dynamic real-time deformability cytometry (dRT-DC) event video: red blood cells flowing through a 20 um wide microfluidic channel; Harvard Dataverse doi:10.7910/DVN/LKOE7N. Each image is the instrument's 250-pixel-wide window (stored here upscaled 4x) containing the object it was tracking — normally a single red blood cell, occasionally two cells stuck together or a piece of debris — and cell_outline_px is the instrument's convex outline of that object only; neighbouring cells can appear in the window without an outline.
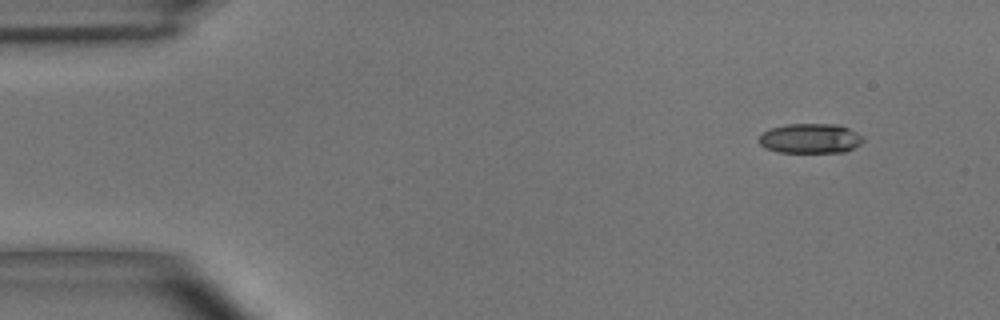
{"species": "common noctule bat (a hibernating species)", "species_latin": "Nyctalus noctula", "temperature_condition": "room temperature", "stored_images_in_passage": 50, "camera_frame_rate_fps": 3000, "um_per_image_px": 0.085, "animal": {"sex": "male", "body_mass_g": 15.6}, "frame": {"image": 1, "passage_image": 1, "time_ms": 0.0, "image_size_px": [1000, 320], "cell_outline_px": [[864, 140], [860, 144], [844, 152], [780, 152], [764, 148], [756, 140], [764, 132], [772, 128], [788, 124], [840, 124], [864, 136]], "centroid_in_image_um": [68.88, 11.76], "position_along_channel_um": 16.1, "area_um2": 18.09}}
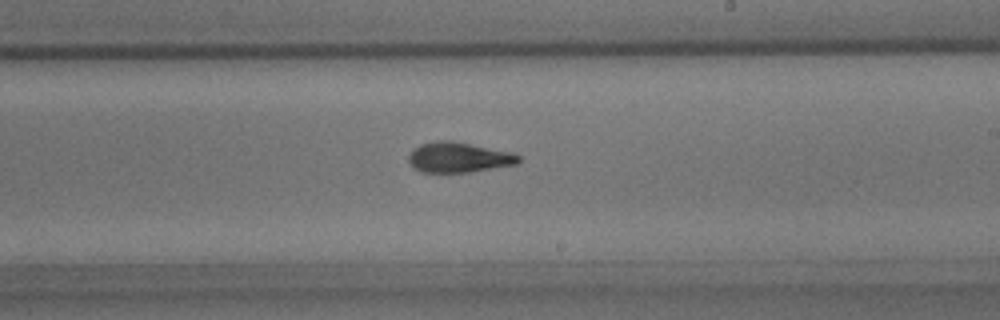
{"frame": {"image": 2, "passage_image": 28, "time_ms": 9.0, "image_size_px": [1000, 320], "cell_outline_px": [[520, 160], [516, 164], [468, 172], [420, 172], [412, 168], [408, 160], [408, 156], [412, 148], [420, 144], [436, 140], [452, 140], [512, 152], [520, 156]], "centroid_in_image_um": [38.93, 13.36], "position_along_channel_um": 250.1, "area_um2": 19.54}}
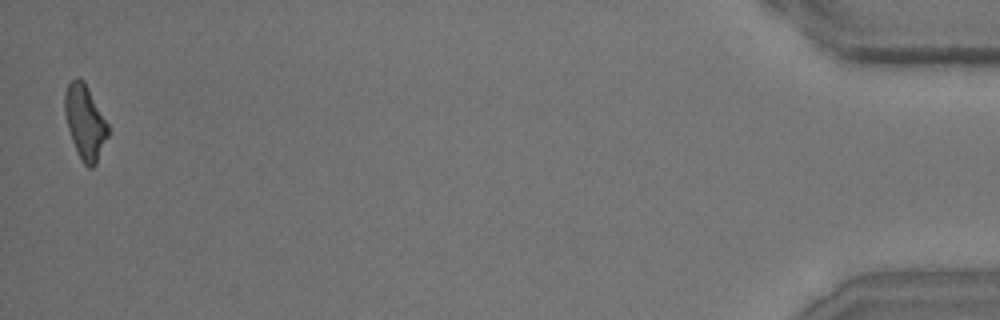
{"frame": {"image": 3, "passage_image": 50, "time_ms": 16.333, "image_size_px": [1000, 320], "cell_outline_px": [[108, 136], [96, 164], [92, 168], [88, 168], [80, 160], [76, 152], [68, 128], [64, 112], [64, 92], [68, 84], [72, 80], [84, 80], [108, 124]], "centroid_in_image_um": [7.22, 10.41], "position_along_channel_um": 428.0, "area_um2": 18.67}, "authors_computed_cell_mechanics": {"area_um2": 18.9584, "velocity_mm_per_s": 3.6556, "shape_relaxation_time_tau1_ms": 3.9718, "shape_relaxation_time_tau2_ms": 2.5023, "deformation_change_tau1": 0.1538, "deformation_change_tau2": 0.1062}}